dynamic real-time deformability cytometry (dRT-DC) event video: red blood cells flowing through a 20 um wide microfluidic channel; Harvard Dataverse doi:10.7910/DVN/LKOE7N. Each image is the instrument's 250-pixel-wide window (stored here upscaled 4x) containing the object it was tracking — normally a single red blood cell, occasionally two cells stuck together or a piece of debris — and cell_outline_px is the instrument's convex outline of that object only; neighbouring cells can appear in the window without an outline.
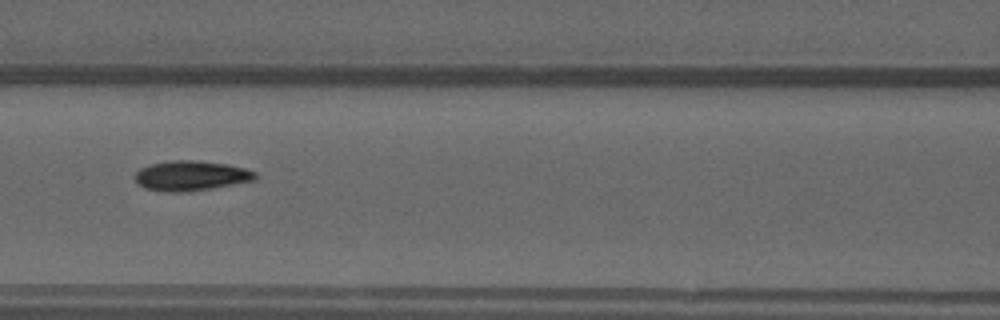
{"species": "common noctule bat (a hibernating species)", "species_latin": "Nyctalus noctula", "temperature_condition": "warm", "stored_images_in_passage": 23, "camera_frame_rate_fps": 3000, "um_per_image_px": 0.085, "animal": {"sex": "male", "forearm_length_mm": 52.5}, "frame": {"image": 1, "passage_image": 11, "time_ms": 3.333, "image_size_px": [1000, 320], "cell_outline_px": [[256, 176], [252, 180], [212, 188], [180, 192], [164, 192], [144, 188], [136, 180], [136, 172], [140, 168], [148, 164], [168, 160], [196, 160], [228, 164], [244, 168], [256, 172]], "centroid_in_image_um": [16.19, 14.92], "position_along_channel_um": 150.4, "area_um2": 20.87}}
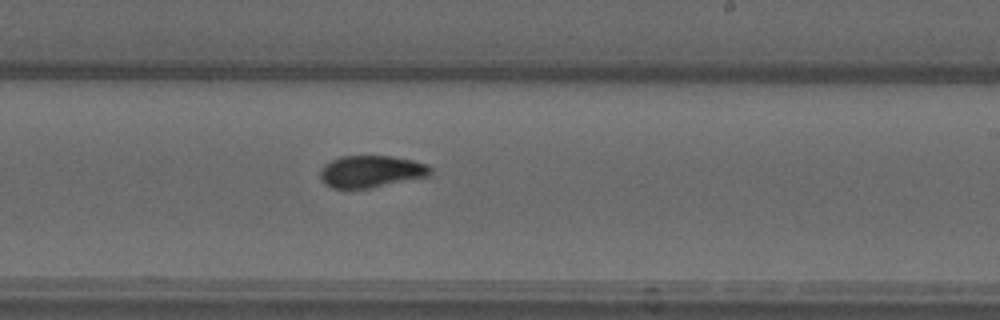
{"frame": {"image": 2, "passage_image": 19, "time_ms": 6.0, "image_size_px": [1000, 320], "cell_outline_px": [[432, 176], [368, 188], [332, 188], [324, 184], [320, 176], [320, 172], [324, 164], [340, 156], [392, 156], [412, 160], [428, 164], [432, 168]], "centroid_in_image_um": [31.58, 14.57], "position_along_channel_um": 257.4, "area_um2": 20.69}}
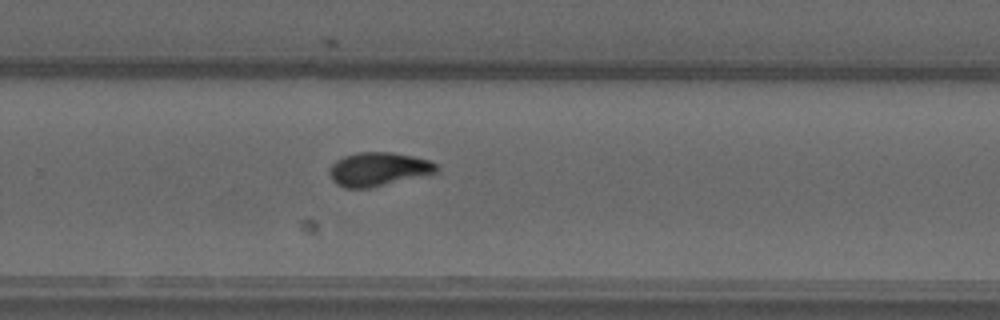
{"frame": {"image": 3, "passage_image": 22, "time_ms": 7.0, "image_size_px": [1000, 320], "cell_outline_px": [[436, 172], [368, 188], [344, 188], [336, 184], [332, 180], [328, 172], [332, 164], [336, 160], [344, 156], [356, 152], [392, 152], [412, 156], [428, 160], [436, 164]], "centroid_in_image_um": [32.08, 14.37], "position_along_channel_um": 297.7, "area_um2": 20.69}}